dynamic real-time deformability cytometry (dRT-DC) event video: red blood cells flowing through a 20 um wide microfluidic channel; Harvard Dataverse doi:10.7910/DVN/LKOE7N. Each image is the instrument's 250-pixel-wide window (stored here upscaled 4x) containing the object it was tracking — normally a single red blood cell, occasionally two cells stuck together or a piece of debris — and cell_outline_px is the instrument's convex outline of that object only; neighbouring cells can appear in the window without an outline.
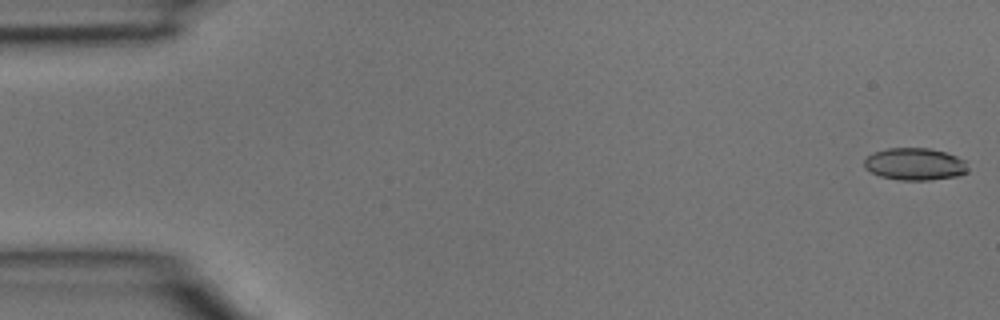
{"species": "common noctule bat (a hibernating species)", "species_latin": "Nyctalus noctula", "temperature_condition": "room temperature", "stored_images_in_passage": 5, "camera_frame_rate_fps": 3000, "um_per_image_px": 0.085, "animal": {"sex": "male", "body_mass_g": 15.6}, "frame": {"image": 1, "passage_image": 1, "time_ms": 0.0, "image_size_px": [1000, 320], "cell_outline_px": [[968, 172], [956, 176], [928, 180], [900, 180], [880, 176], [864, 168], [864, 160], [872, 152], [888, 148], [928, 148], [944, 152], [956, 156], [964, 160], [968, 168]], "centroid_in_image_um": [77.74, 13.95], "position_along_channel_um": 7.3, "area_um2": 19.42}}